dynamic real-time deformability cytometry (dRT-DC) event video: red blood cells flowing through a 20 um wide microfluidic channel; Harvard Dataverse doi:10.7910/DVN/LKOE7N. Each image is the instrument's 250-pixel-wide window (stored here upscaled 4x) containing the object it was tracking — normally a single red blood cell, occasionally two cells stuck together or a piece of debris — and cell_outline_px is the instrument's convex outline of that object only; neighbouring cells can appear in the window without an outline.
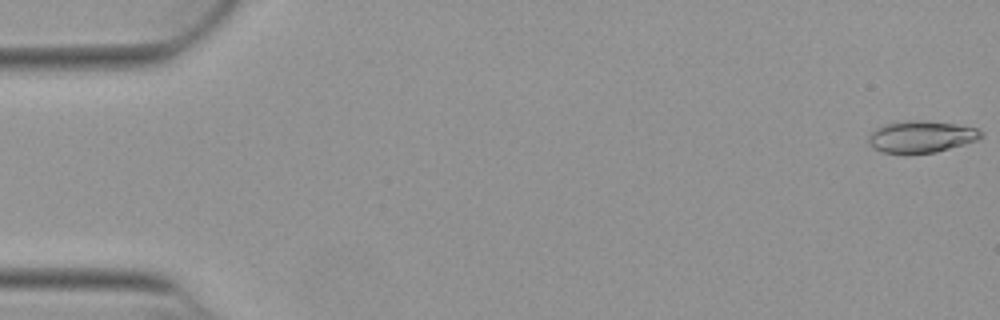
{"species": "Egyptian fruit bat (a non-hibernating species)", "species_latin": "Rousettus aegyptiacus", "temperature_condition": "warm", "stored_images_in_passage": 30, "camera_frame_rate_fps": 3000, "um_per_image_px": 0.085, "animal": {"sex": "female"}, "frame": {"image": 1, "passage_image": 1, "time_ms": 0.0, "image_size_px": [1000, 320], "cell_outline_px": [[984, 136], [976, 140], [964, 144], [936, 152], [904, 156], [880, 152], [872, 148], [868, 144], [868, 136], [876, 128], [884, 124], [904, 120], [924, 120], [956, 124], [976, 128], [984, 132]], "centroid_in_image_um": [78.25, 11.65], "position_along_channel_um": 6.8, "area_um2": 21.62}}
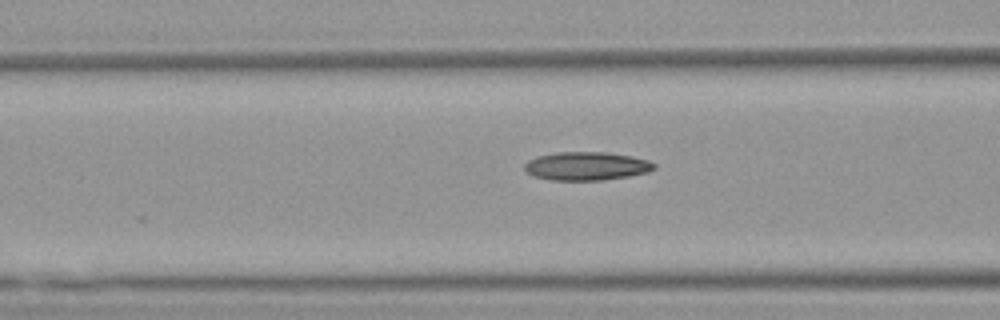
{"frame": {"image": 2, "passage_image": 21, "time_ms": 6.667, "image_size_px": [1000, 320], "cell_outline_px": [[656, 168], [648, 172], [628, 176], [600, 180], [552, 180], [532, 176], [524, 168], [524, 164], [528, 160], [536, 156], [556, 152], [608, 152], [632, 156], [648, 160], [656, 164]], "centroid_in_image_um": [49.85, 14.11], "position_along_channel_um": 116.8, "area_um2": 21.56}}
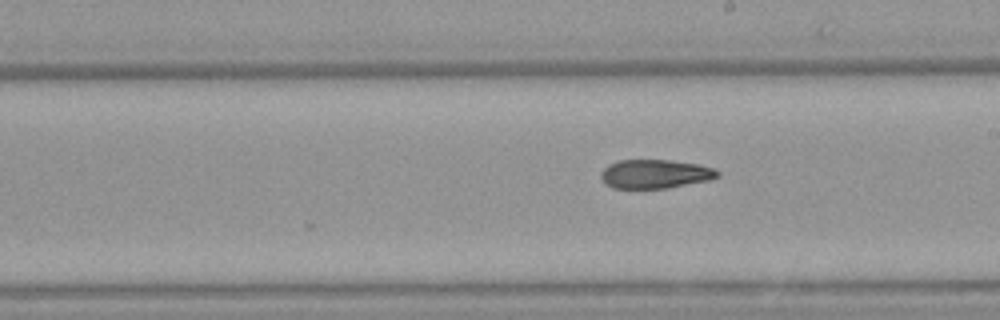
{"frame": {"image": 3, "passage_image": 30, "time_ms": 9.667, "image_size_px": [1000, 320], "cell_outline_px": [[720, 176], [708, 180], [668, 188], [612, 188], [600, 176], [600, 172], [608, 164], [620, 160], [672, 160], [700, 164], [712, 168], [720, 172]], "centroid_in_image_um": [55.7, 14.78], "position_along_channel_um": 233.3, "area_um2": 19.59}}